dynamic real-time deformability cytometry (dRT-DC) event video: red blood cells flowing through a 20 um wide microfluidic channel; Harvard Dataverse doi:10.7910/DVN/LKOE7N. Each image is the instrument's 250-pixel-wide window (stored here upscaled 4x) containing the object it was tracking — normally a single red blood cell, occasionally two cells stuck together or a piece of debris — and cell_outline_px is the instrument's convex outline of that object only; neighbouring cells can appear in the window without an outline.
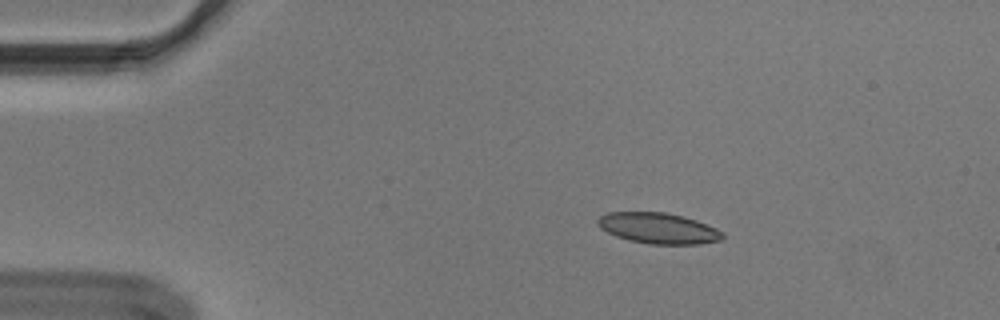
{"species": "Egyptian fruit bat (a non-hibernating species)", "species_latin": "Rousettus aegyptiacus", "temperature_condition": "cold", "stored_images_in_passage": 46, "camera_frame_rate_fps": 3000, "um_per_image_px": 0.085, "animal": {"sex": "male"}, "frame": {"image": 1, "passage_image": 1, "time_ms": 0.0, "image_size_px": [1000, 320], "cell_outline_px": [[724, 240], [700, 244], [648, 244], [628, 240], [616, 236], [600, 228], [596, 224], [596, 220], [600, 216], [608, 212], [664, 212], [684, 216], [696, 220], [716, 228], [724, 232]], "centroid_in_image_um": [55.97, 19.4], "position_along_channel_um": 29.0, "area_um2": 22.66}}
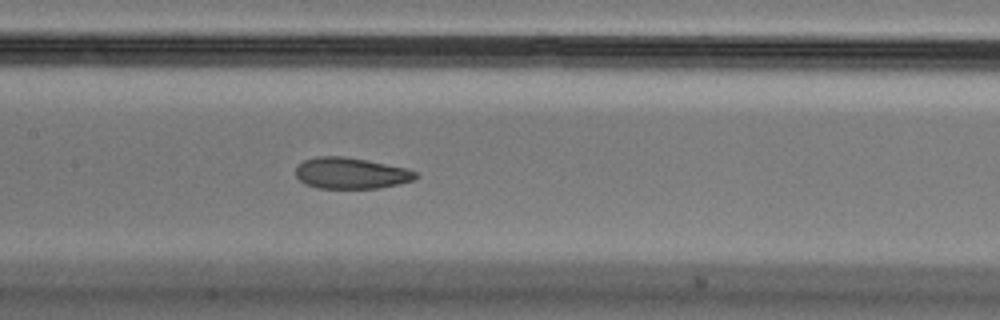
{"frame": {"image": 2, "passage_image": 18, "time_ms": 5.667, "image_size_px": [1000, 320], "cell_outline_px": [[420, 176], [416, 180], [400, 184], [380, 188], [316, 188], [304, 184], [296, 176], [296, 168], [304, 160], [316, 156], [344, 156], [368, 160], [408, 168], [416, 172]], "centroid_in_image_um": [29.88, 14.72], "position_along_channel_um": 177.5, "area_um2": 22.14}}
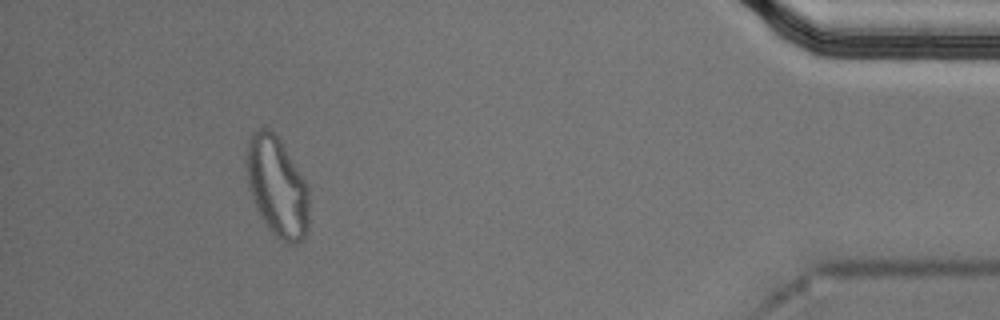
{"frame": {"image": 3, "passage_image": 42, "time_ms": 13.667, "image_size_px": [1000, 320], "cell_outline_px": [[308, 228], [304, 240], [296, 244], [284, 244], [268, 228], [260, 216], [248, 184], [244, 164], [248, 144], [252, 132], [264, 124], [280, 140], [304, 180], [308, 188]], "centroid_in_image_um": [23.54, 15.89], "position_along_channel_um": 411.7, "area_um2": 36.53}, "authors_computed_cell_mechanics": {"area_um2": 22.9466, "velocity_mm_per_s": 3.6187, "shape_relaxation_time_tau1_ms": null, "shape_relaxation_time_tau2_ms": 1.8645, "deformation_change_tau1": null, "deformation_change_tau2": 0.0701}}